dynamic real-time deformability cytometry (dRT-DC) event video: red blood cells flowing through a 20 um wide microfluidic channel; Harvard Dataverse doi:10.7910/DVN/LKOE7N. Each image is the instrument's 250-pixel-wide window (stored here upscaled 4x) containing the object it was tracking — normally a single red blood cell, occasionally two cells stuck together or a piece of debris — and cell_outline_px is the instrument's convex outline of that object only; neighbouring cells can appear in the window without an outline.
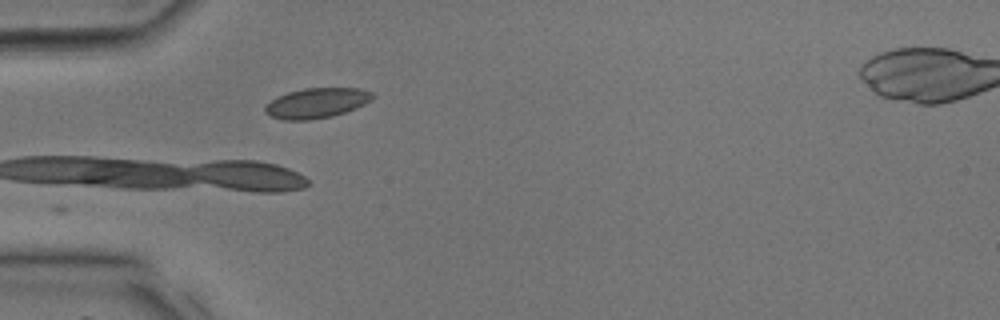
{"species": "common noctule bat (a hibernating species)", "species_latin": "Nyctalus noctula", "temperature_condition": "room temperature", "stored_images_in_passage": 2, "camera_frame_rate_fps": 3000, "um_per_image_px": 0.085, "animal": {"sex": "male", "body_mass_g": 17.9, "forearm_length_mm": 54.2}, "frame": {"image": 1, "passage_image": 2, "time_ms": 0.333, "image_size_px": [1000, 320], "cell_outline_px": [[376, 96], [372, 100], [356, 108], [332, 116], [308, 120], [284, 120], [268, 116], [264, 112], [264, 108], [276, 96], [288, 92], [304, 88], [360, 88], [372, 92]], "centroid_in_image_um": [26.91, 8.75], "position_along_channel_um": 58.1, "area_um2": 18.96}}